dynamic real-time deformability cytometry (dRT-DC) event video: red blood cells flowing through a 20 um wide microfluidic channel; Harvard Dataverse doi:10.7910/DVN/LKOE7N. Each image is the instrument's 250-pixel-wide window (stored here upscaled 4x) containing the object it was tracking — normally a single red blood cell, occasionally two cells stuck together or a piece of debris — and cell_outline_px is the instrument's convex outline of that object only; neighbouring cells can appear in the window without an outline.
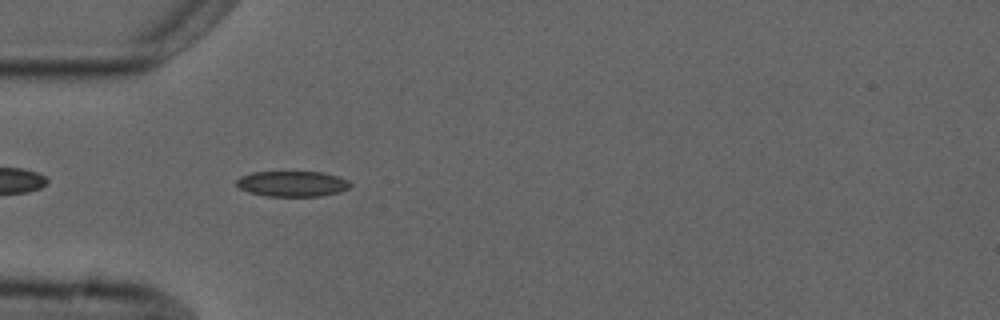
{"species": "common noctule bat (a hibernating species)", "species_latin": "Nyctalus noctula", "temperature_condition": "cold", "stored_images_in_passage": 4, "segment_of_instrument_passage": [2, 2], "camera_frame_rate_fps": 3000, "um_per_image_px": 0.085, "animal": {"sex": "male", "forearm_length_mm": 52.5}, "frame": {"image": 1, "passage_image": 4, "time_ms": 3.667, "image_size_px": [1000, 320], "cell_outline_px": [[352, 184], [348, 188], [340, 192], [320, 196], [268, 196], [248, 192], [240, 188], [236, 184], [236, 180], [240, 176], [252, 172], [320, 172], [336, 176], [348, 180]], "centroid_in_image_um": [24.83, 15.62], "position_along_channel_um": 60.2, "area_um2": 16.88}}